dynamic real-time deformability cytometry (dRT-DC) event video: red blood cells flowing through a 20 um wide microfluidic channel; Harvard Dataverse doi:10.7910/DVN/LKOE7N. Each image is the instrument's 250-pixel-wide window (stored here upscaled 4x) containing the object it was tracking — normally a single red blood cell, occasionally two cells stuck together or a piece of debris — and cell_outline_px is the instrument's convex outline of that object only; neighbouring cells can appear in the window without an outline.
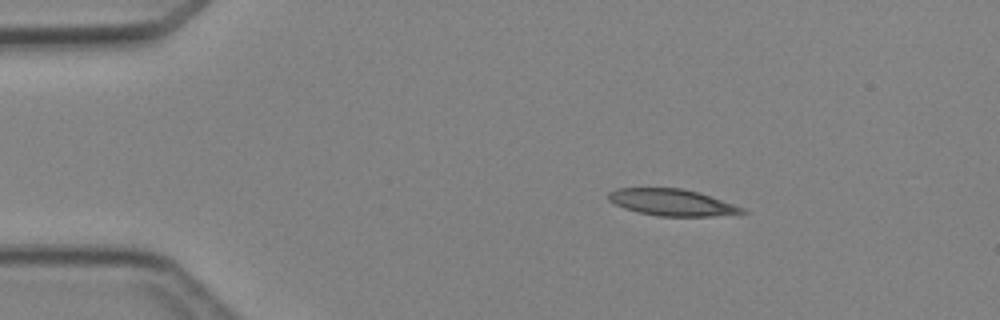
{"species": "Egyptian fruit bat (a non-hibernating species)", "species_latin": "Rousettus aegyptiacus", "temperature_condition": "cold", "stored_images_in_passage": 4, "camera_frame_rate_fps": 3000, "um_per_image_px": 0.085, "animal": {"sex": "female"}, "frame": {"image": 1, "passage_image": 1, "time_ms": 0.0, "image_size_px": [1000, 320], "cell_outline_px": [[748, 212], [712, 216], [656, 216], [636, 212], [624, 208], [608, 200], [608, 192], [616, 188], [680, 188], [696, 192], [744, 208]], "centroid_in_image_um": [57.04, 17.21], "position_along_channel_um": 28.0, "area_um2": 20.46}}
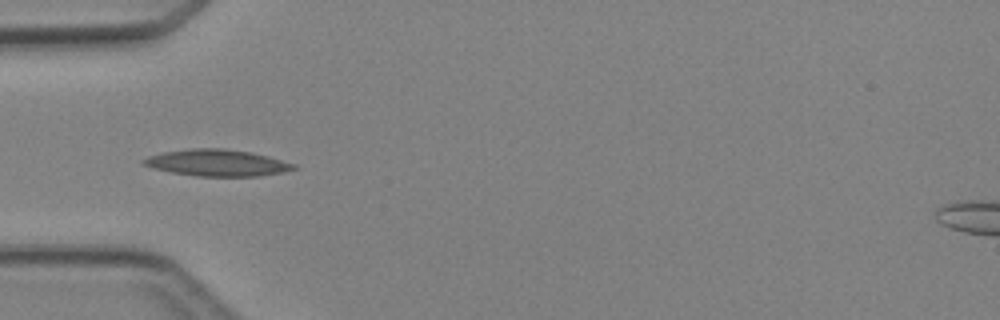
{"frame": {"image": 2, "passage_image": 3, "time_ms": 2.333, "image_size_px": [1000, 320], "cell_outline_px": [[296, 168], [280, 172], [256, 176], [196, 176], [172, 172], [156, 168], [144, 164], [140, 160], [148, 156], [164, 152], [188, 148], [224, 148], [252, 152], [268, 156], [296, 164]], "centroid_in_image_um": [18.45, 13.82], "position_along_channel_um": 66.6, "area_um2": 23.06}}
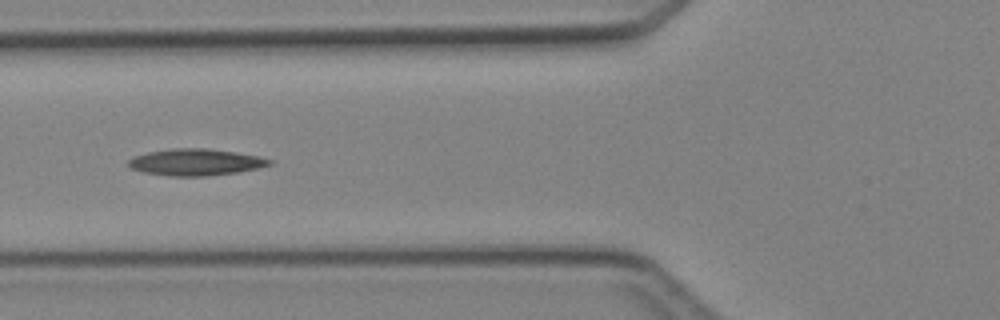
{"frame": {"image": 3, "passage_image": 4, "time_ms": 3.333, "image_size_px": [1000, 320], "cell_outline_px": [[272, 164], [240, 172], [208, 176], [168, 176], [144, 172], [132, 168], [128, 164], [128, 160], [136, 156], [148, 152], [172, 148], [208, 148], [236, 152], [260, 156], [272, 160]], "centroid_in_image_um": [16.66, 13.78], "position_along_channel_um": 109.1, "area_um2": 21.91}}